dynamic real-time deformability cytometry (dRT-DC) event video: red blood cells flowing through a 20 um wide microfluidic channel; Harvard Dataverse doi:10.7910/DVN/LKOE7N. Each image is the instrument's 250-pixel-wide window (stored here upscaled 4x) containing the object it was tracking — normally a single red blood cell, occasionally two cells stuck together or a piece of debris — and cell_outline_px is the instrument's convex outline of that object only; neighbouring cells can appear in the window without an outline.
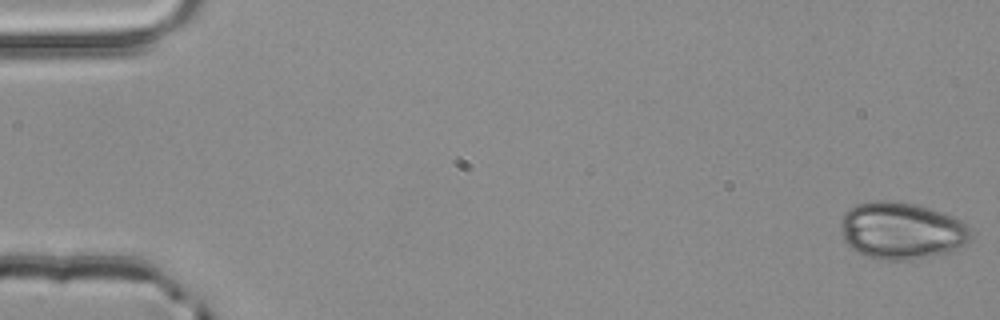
{"species": "common noctule bat (a hibernating species)", "species_latin": "Nyctalus noctula", "temperature_condition": "room temperature", "stored_images_in_passage": 54, "camera_frame_rate_fps": 3000, "um_per_image_px": 0.085, "animal": {"sex": "male", "body_mass_g": 20.4}, "frame": {"image": 1, "passage_image": 1, "time_ms": 0.0, "image_size_px": [1000, 320], "cell_outline_px": [[972, 236], [964, 244], [956, 248], [944, 252], [908, 260], [884, 260], [864, 256], [852, 248], [844, 240], [840, 228], [840, 220], [844, 212], [848, 208], [856, 204], [872, 200], [896, 200], [916, 204], [952, 216], [960, 220], [972, 232]], "centroid_in_image_um": [76.56, 19.58], "position_along_channel_um": 8.4, "area_um2": 43.18}}
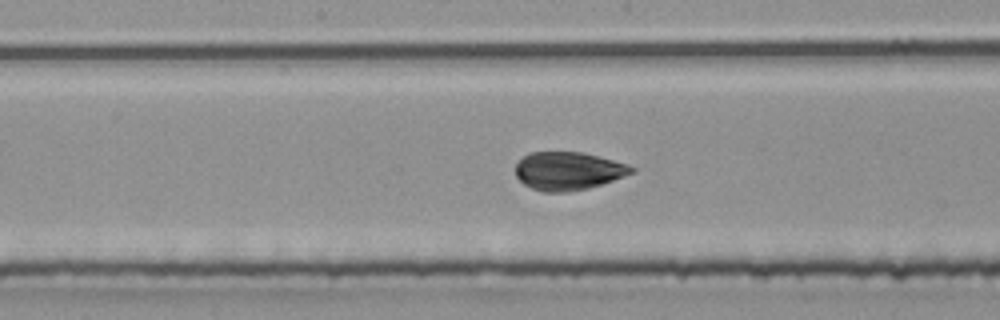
{"frame": {"image": 2, "passage_image": 28, "time_ms": 9.0, "image_size_px": [1000, 320], "cell_outline_px": [[636, 172], [588, 188], [568, 192], [544, 192], [532, 188], [524, 184], [516, 176], [516, 164], [528, 152], [580, 152], [600, 156], [628, 164], [636, 168]], "centroid_in_image_um": [48.31, 14.52], "position_along_channel_um": 199.9, "area_um2": 25.78}}
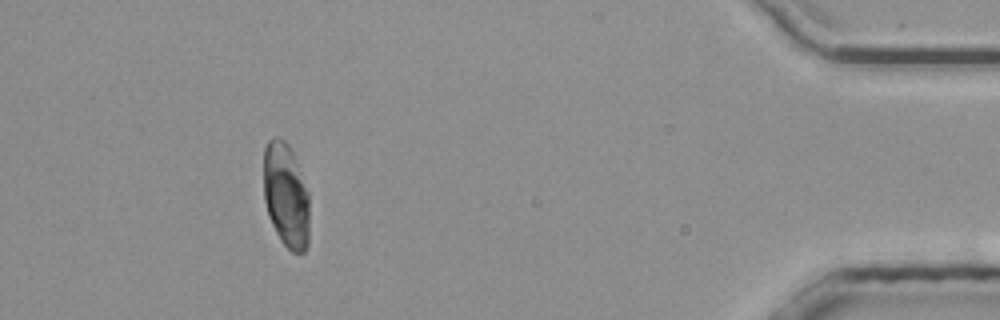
{"frame": {"image": 3, "passage_image": 49, "time_ms": 16.0, "image_size_px": [1000, 320], "cell_outline_px": [[308, 248], [304, 252], [292, 252], [280, 240], [268, 216], [264, 200], [264, 148], [268, 140], [272, 136], [276, 136], [284, 140], [288, 144], [292, 152], [308, 192]], "centroid_in_image_um": [24.29, 16.61], "position_along_channel_um": 410.9, "area_um2": 27.86}, "authors_computed_cell_mechanics": {"area_um2": 28.0908, "velocity_mm_per_s": 3.9008, "shape_relaxation_time_tau1_ms": 4.8418, "shape_relaxation_time_tau2_ms": null, "deformation_change_tau1": 0.1441, "deformation_change_tau2": null}}